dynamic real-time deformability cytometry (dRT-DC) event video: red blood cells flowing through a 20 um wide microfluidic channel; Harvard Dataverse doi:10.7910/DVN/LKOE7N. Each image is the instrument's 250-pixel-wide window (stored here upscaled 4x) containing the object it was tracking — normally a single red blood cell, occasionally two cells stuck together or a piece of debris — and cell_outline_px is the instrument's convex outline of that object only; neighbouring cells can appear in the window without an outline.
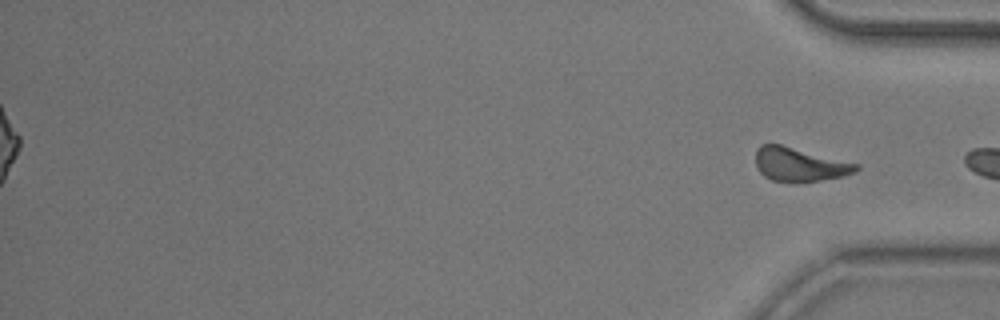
{"species": "common noctule bat (a hibernating species)", "species_latin": "Nyctalus noctula", "temperature_condition": "room temperature", "stored_images_in_passage": 52, "segment_of_instrument_passage": [2, 2], "camera_frame_rate_fps": 3000, "um_per_image_px": 0.085, "animal": {"sex": "male", "body_mass_g": 20.5, "forearm_length_mm": 52.5}, "frame": {"image": 1, "passage_image": 52, "time_ms": 17.0, "image_size_px": [1000, 320], "cell_outline_px": [[860, 168], [856, 172], [844, 176], [820, 180], [792, 184], [772, 180], [764, 176], [756, 168], [756, 148], [760, 144], [780, 144], [860, 164]], "centroid_in_image_um": [67.96, 14.0], "position_along_channel_um": 367.2, "area_um2": 20.17}}